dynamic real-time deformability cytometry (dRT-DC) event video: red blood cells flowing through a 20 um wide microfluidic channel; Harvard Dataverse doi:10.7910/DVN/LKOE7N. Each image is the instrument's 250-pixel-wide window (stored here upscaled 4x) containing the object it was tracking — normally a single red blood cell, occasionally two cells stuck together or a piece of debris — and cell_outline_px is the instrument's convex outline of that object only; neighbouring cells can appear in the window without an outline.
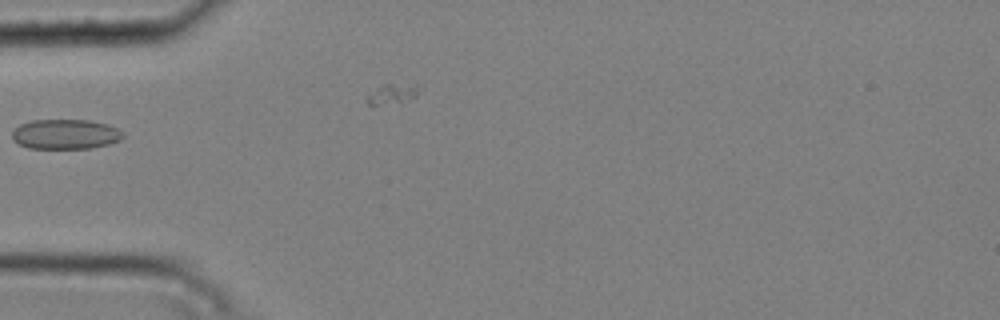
{"species": "common noctule bat (a hibernating species)", "species_latin": "Nyctalus noctula", "temperature_condition": "cold", "stored_images_in_passage": 2, "camera_frame_rate_fps": 3000, "um_per_image_px": 0.085, "animal": {"sex": "male", "body_mass_g": 20.4}, "frame": {"image": 1, "passage_image": 1, "time_ms": 0.0, "image_size_px": [1000, 320], "cell_outline_px": [[124, 136], [120, 140], [108, 144], [88, 148], [28, 148], [12, 140], [12, 132], [20, 124], [32, 120], [88, 120], [108, 124], [124, 132]], "centroid_in_image_um": [5.56, 11.4], "position_along_channel_um": 79.4, "area_um2": 19.25}}